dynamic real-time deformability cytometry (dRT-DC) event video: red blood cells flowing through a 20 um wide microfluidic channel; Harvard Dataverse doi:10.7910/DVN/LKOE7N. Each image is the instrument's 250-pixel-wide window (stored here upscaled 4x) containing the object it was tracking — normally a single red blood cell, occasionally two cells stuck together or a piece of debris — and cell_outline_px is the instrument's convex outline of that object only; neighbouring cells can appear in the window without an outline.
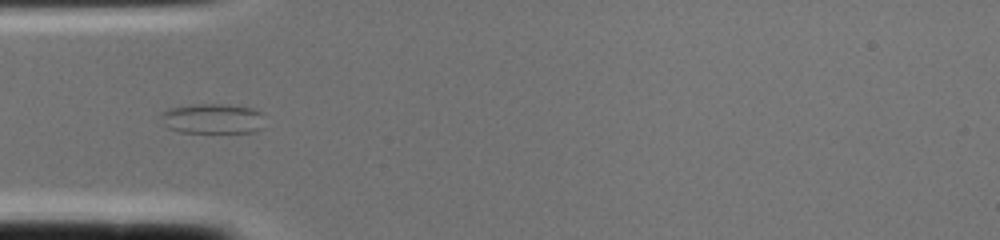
{"species": "common noctule bat (a hibernating species)", "species_latin": "Nyctalus noctula", "temperature_condition": "cold", "stored_images_in_passage": 2, "camera_frame_rate_fps": 3000, "um_per_image_px": 0.085, "animal": {"sex": "female", "body_mass_g": 22.0, "forearm_length_mm": 56.7}, "frame": {"image": 1, "passage_image": 2, "time_ms": 0.333, "image_size_px": [1000, 240], "cell_outline_px": [[264, 128], [256, 132], [180, 132], [168, 128], [164, 124], [160, 116], [160, 112], [168, 108], [192, 104], [224, 104], [252, 108], [260, 112]], "centroid_in_image_um": [18.04, 10.08], "position_along_channel_um": 67.0, "area_um2": 18.32}}